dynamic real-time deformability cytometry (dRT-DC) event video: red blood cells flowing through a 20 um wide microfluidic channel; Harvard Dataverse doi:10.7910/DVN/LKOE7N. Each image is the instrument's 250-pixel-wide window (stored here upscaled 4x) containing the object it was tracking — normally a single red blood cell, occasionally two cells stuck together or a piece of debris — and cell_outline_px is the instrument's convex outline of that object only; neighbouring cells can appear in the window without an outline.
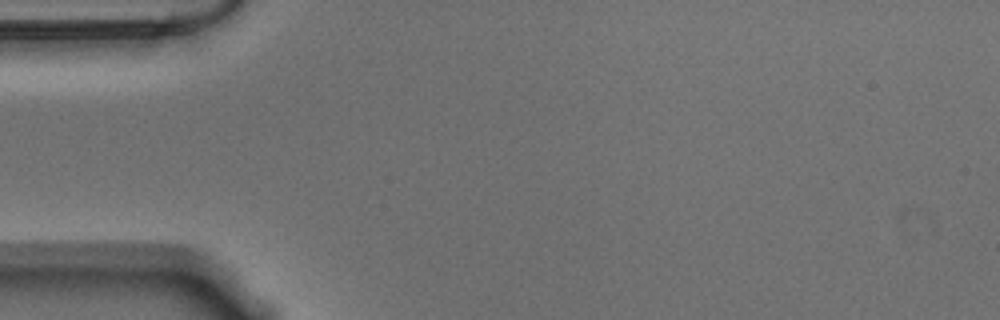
{"species": "Egyptian fruit bat (a non-hibernating species)", "species_latin": "Rousettus aegyptiacus", "temperature_condition": "warm", "stored_images_in_passage": 4, "camera_frame_rate_fps": 3000, "um_per_image_px": 0.085, "animal": {"sex": "male"}, "frame": {"image": 1, "passage_image": 2, "time_ms": 0.333, "image_size_px": [1000, 320], "cell_outline_px": [[144, 204], [132, 212], [36, 212], [48, 200], [64, 196], [112, 196], [132, 200]], "centroid_in_image_um": [7.64, 17.39], "position_along_channel_um": 77.4, "area_um2": 10.23}}